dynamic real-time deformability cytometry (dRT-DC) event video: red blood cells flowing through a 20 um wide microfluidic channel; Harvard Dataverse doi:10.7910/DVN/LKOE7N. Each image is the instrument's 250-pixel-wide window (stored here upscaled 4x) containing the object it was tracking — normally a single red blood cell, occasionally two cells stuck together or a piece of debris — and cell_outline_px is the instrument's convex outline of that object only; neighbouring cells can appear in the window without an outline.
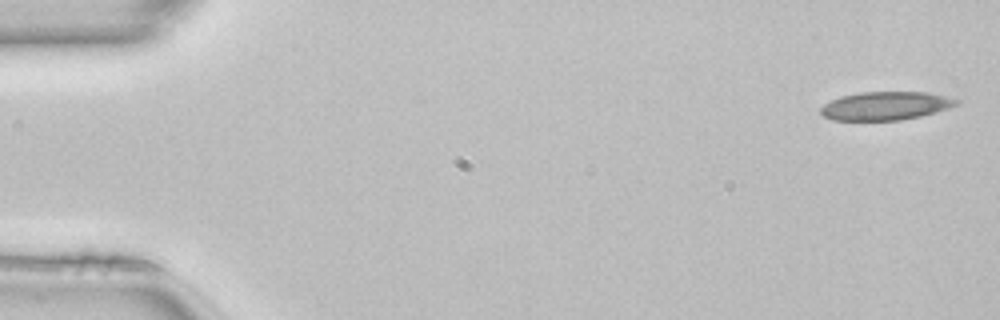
{"species": "common noctule bat (a hibernating species)", "species_latin": "Nyctalus noctula", "temperature_condition": "room temperature", "stored_images_in_passage": 49, "camera_frame_rate_fps": 3000, "um_per_image_px": 0.085, "animal": {"sex": "female", "body_mass_g": 22.7, "forearm_length_mm": 54.2}, "frame": {"image": 1, "passage_image": 1, "time_ms": 0.0, "image_size_px": [1000, 320], "cell_outline_px": [[960, 104], [936, 112], [920, 116], [900, 120], [832, 120], [824, 116], [820, 112], [820, 108], [824, 104], [840, 96], [860, 92], [928, 92], [960, 100]], "centroid_in_image_um": [75.28, 8.99], "position_along_channel_um": 9.7, "area_um2": 22.43}}
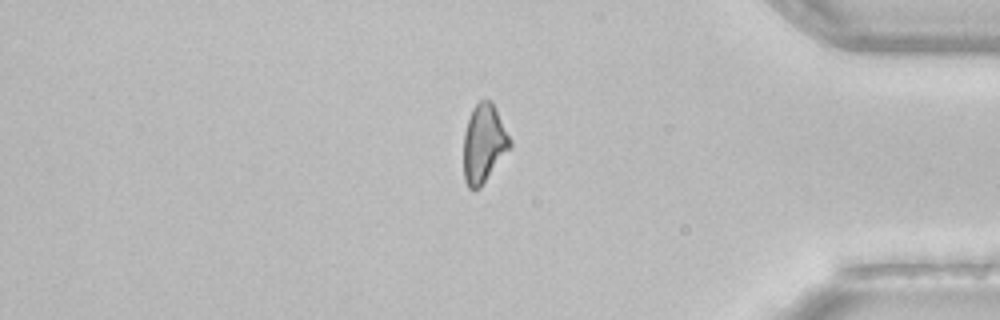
{"frame": {"image": 2, "passage_image": 41, "time_ms": 13.333, "image_size_px": [1000, 320], "cell_outline_px": [[512, 148], [480, 188], [468, 188], [464, 180], [464, 132], [472, 108], [480, 100], [488, 100], [492, 104], [512, 140]], "centroid_in_image_um": [41.14, 12.24], "position_along_channel_um": 394.1, "area_um2": 21.15}}
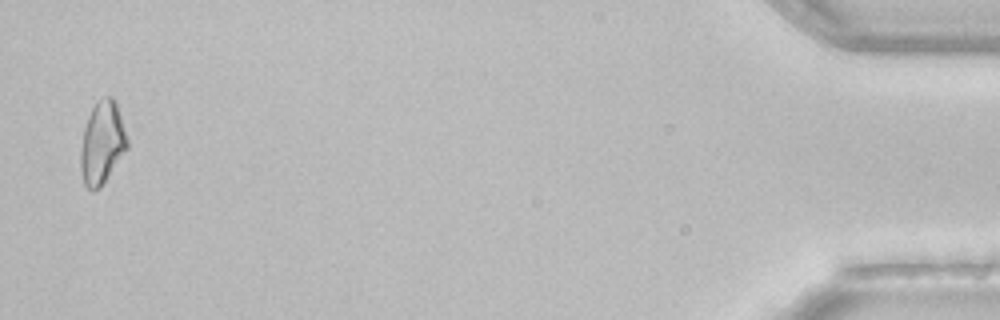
{"frame": {"image": 3, "passage_image": 48, "time_ms": 15.667, "image_size_px": [1000, 320], "cell_outline_px": [[128, 148], [100, 188], [92, 192], [84, 184], [80, 168], [80, 148], [84, 128], [88, 116], [92, 108], [104, 96], [112, 96], [116, 104], [128, 140]], "centroid_in_image_um": [8.66, 12.18], "position_along_channel_um": 426.5, "area_um2": 22.31}}